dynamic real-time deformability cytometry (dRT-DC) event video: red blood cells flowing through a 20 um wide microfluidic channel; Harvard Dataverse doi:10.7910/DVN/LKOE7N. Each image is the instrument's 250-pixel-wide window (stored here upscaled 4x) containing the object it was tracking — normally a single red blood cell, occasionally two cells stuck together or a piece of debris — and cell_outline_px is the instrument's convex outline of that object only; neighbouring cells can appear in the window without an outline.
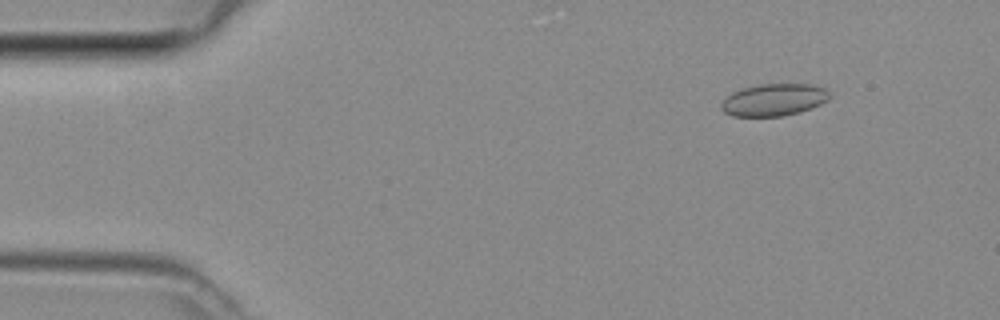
{"species": "common noctule bat (a hibernating species)", "species_latin": "Nyctalus noctula", "temperature_condition": "room temperature", "stored_images_in_passage": 47, "camera_frame_rate_fps": 3000, "um_per_image_px": 0.085, "animal": {"sex": "female", "body_mass_g": 29.2, "forearm_length_mm": 56.3}, "frame": {"image": 1, "passage_image": 6, "time_ms": 1.667, "image_size_px": [1000, 320], "cell_outline_px": [[828, 100], [812, 108], [780, 116], [732, 116], [724, 112], [720, 108], [720, 104], [732, 92], [744, 88], [760, 84], [812, 84], [824, 88], [828, 92]], "centroid_in_image_um": [65.75, 8.48], "position_along_channel_um": 19.2, "area_um2": 20.06}}
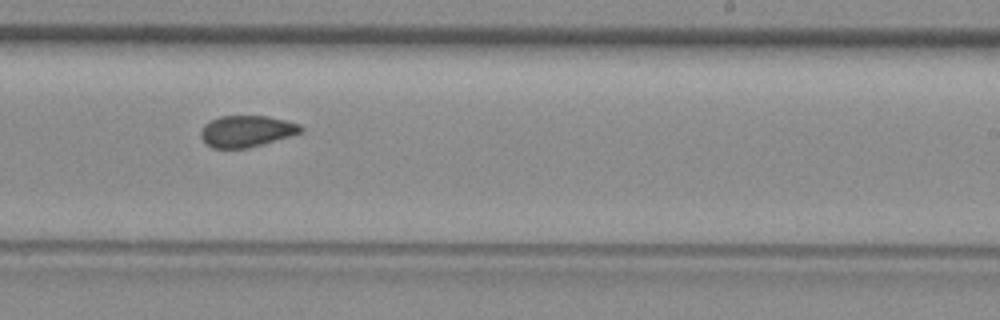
{"frame": {"image": 2, "passage_image": 29, "time_ms": 9.333, "image_size_px": [1000, 320], "cell_outline_px": [[304, 128], [300, 132], [288, 136], [260, 144], [244, 148], [212, 148], [200, 136], [200, 132], [204, 124], [220, 116], [268, 116], [300, 124]], "centroid_in_image_um": [20.93, 11.13], "position_along_channel_um": 268.1, "area_um2": 17.92}}
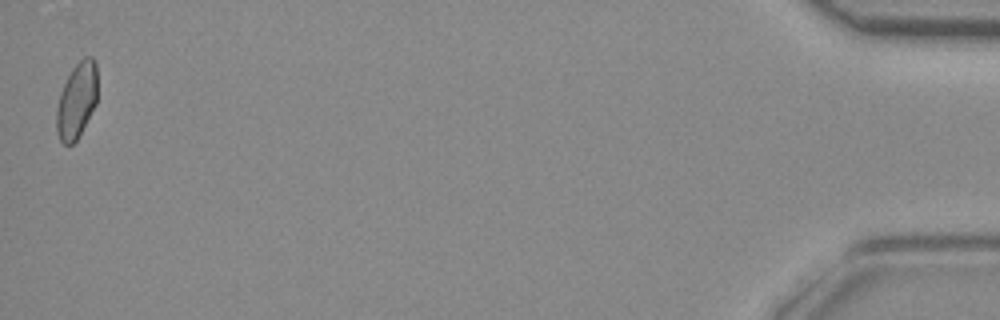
{"frame": {"image": 3, "passage_image": 47, "time_ms": 15.333, "image_size_px": [1000, 320], "cell_outline_px": [[96, 104], [76, 140], [72, 144], [64, 144], [60, 140], [56, 132], [56, 108], [60, 92], [72, 68], [84, 56], [92, 56], [96, 60]], "centroid_in_image_um": [6.51, 8.52], "position_along_channel_um": 428.7, "area_um2": 17.98}}